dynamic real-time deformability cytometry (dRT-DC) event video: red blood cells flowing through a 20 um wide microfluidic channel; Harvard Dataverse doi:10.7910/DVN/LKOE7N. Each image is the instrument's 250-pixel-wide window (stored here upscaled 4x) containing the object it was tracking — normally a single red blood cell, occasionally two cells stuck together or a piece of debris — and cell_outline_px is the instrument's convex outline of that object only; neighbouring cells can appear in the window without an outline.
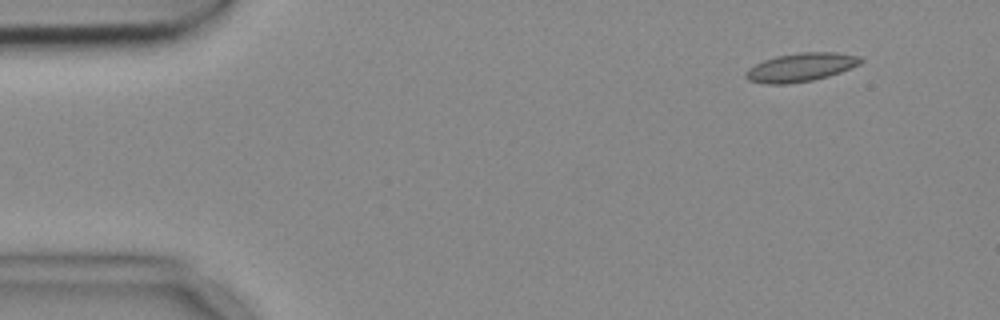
{"species": "common noctule bat (a hibernating species)", "species_latin": "Nyctalus noctula", "temperature_condition": "cold", "stored_images_in_passage": 4, "camera_frame_rate_fps": 3000, "um_per_image_px": 0.085, "animal": {"sex": "female", "body_mass_g": 18.4}, "frame": {"image": 1, "passage_image": 1, "time_ms": 0.0, "image_size_px": [1000, 320], "cell_outline_px": [[864, 60], [860, 64], [840, 72], [828, 76], [812, 80], [784, 84], [764, 84], [748, 80], [744, 76], [744, 72], [748, 68], [764, 60], [776, 56], [800, 52], [836, 52], [860, 56]], "centroid_in_image_um": [68.05, 5.71], "position_along_channel_um": 16.9, "area_um2": 19.13}}